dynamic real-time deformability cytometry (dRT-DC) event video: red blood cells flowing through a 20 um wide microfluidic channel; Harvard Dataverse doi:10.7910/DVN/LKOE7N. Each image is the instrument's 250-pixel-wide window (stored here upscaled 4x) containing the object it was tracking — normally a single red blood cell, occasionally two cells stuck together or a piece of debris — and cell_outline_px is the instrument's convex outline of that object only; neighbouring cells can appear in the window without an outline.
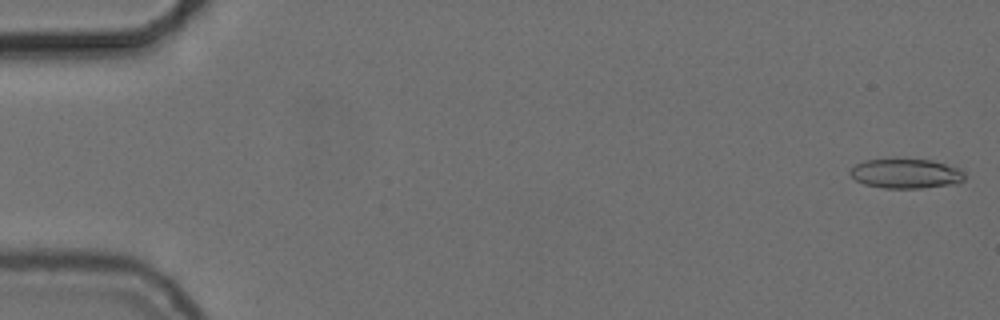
{"species": "common noctule bat (a hibernating species)", "species_latin": "Nyctalus noctula", "temperature_condition": "cold", "stored_images_in_passage": 55, "camera_frame_rate_fps": 3000, "um_per_image_px": 0.085, "animal": {"sex": "female", "body_mass_g": 24.6, "forearm_length_mm": 56.2}, "frame": {"image": 1, "passage_image": 1, "time_ms": 0.0, "image_size_px": [1000, 320], "cell_outline_px": [[964, 180], [956, 184], [920, 188], [884, 188], [864, 184], [856, 180], [848, 172], [856, 164], [864, 160], [932, 160], [960, 168], [964, 172]], "centroid_in_image_um": [77.03, 14.77], "position_along_channel_um": 8.0, "area_um2": 19.59}}
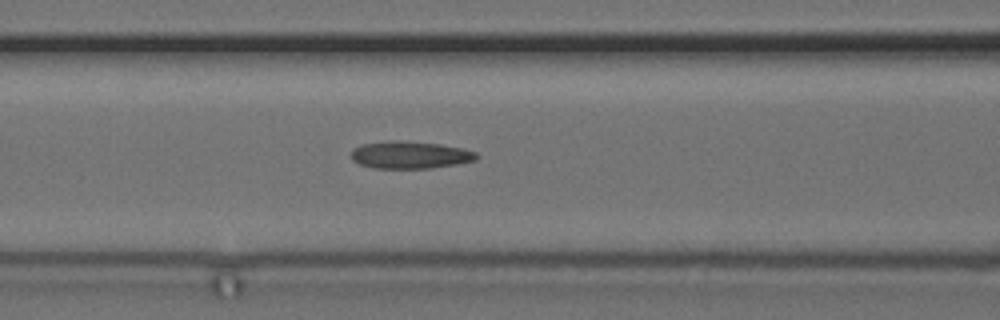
{"frame": {"image": 2, "passage_image": 23, "time_ms": 7.333, "image_size_px": [1000, 320], "cell_outline_px": [[480, 156], [476, 160], [456, 164], [432, 168], [372, 168], [360, 164], [352, 160], [352, 148], [360, 144], [392, 140], [404, 140], [440, 144], [464, 148], [476, 152]], "centroid_in_image_um": [34.86, 13.16], "position_along_channel_um": 131.7, "area_um2": 20.23}}
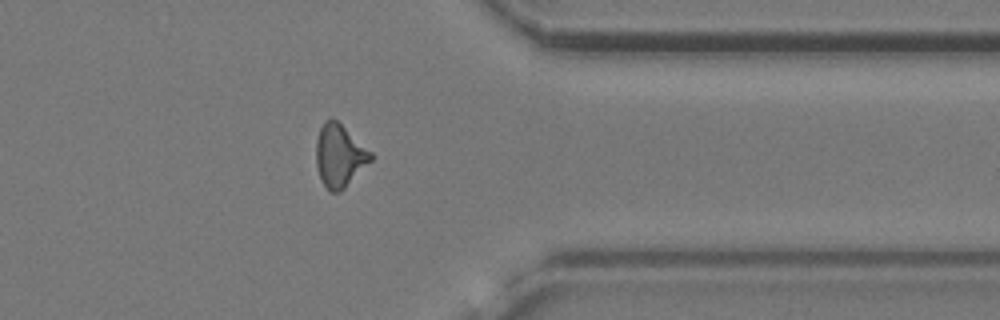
{"frame": {"image": 3, "passage_image": 44, "time_ms": 14.333, "image_size_px": [1000, 320], "cell_outline_px": [[376, 156], [340, 192], [328, 192], [320, 176], [316, 164], [316, 140], [320, 128], [324, 120], [336, 120], [372, 152]], "centroid_in_image_um": [28.86, 13.25], "position_along_channel_um": 382.5, "area_um2": 19.77}, "authors_computed_cell_mechanics": {"area_um2": 19.4208, "velocity_mm_per_s": 3.7258, "shape_relaxation_time_tau1_ms": 10.1414, "shape_relaxation_time_tau2_ms": 2.9813, "deformation_change_tau1": 0.2061, "deformation_change_tau2": 0.1221}}